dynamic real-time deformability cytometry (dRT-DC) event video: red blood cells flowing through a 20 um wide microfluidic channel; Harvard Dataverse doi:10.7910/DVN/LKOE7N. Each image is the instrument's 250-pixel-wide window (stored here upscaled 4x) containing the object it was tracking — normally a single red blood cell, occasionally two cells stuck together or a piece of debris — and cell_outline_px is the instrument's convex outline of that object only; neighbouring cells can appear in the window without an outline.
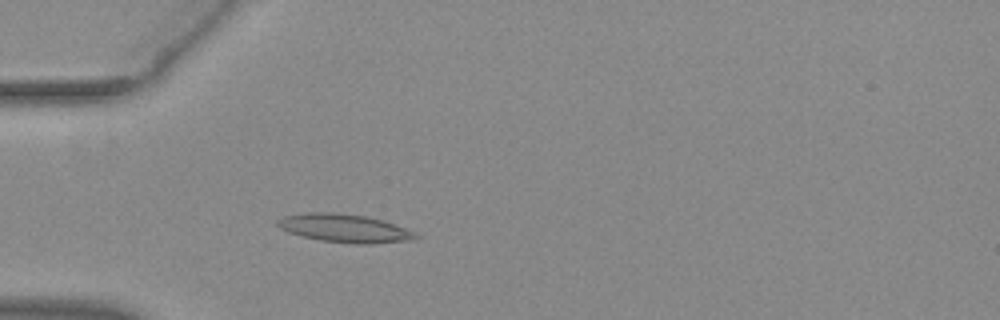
{"species": "common noctule bat (a hibernating species)", "species_latin": "Nyctalus noctula", "temperature_condition": "warm", "stored_images_in_passage": 52, "camera_frame_rate_fps": 3000, "um_per_image_px": 0.085, "animal": {"sex": "female", "body_mass_g": 29.2, "forearm_length_mm": 56.3}, "frame": {"image": 1, "passage_image": 16, "time_ms": 5.0, "image_size_px": [1000, 320], "cell_outline_px": [[420, 236], [416, 240], [372, 244], [360, 244], [320, 240], [300, 236], [288, 232], [280, 228], [276, 224], [276, 220], [284, 216], [308, 212], [336, 212], [364, 216], [380, 220], [416, 232]], "centroid_in_image_um": [29.28, 19.41], "position_along_channel_um": 55.7, "area_um2": 22.77}}
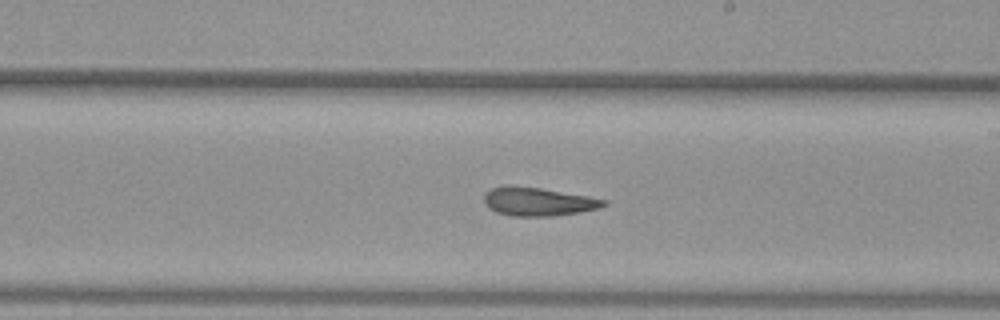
{"frame": {"image": 2, "passage_image": 31, "time_ms": 10.0, "image_size_px": [1000, 320], "cell_outline_px": [[608, 204], [600, 208], [580, 212], [552, 216], [512, 216], [496, 212], [488, 208], [484, 204], [484, 196], [492, 188], [504, 184], [512, 184], [540, 188], [588, 196], [608, 200]], "centroid_in_image_um": [45.73, 17.13], "position_along_channel_um": 243.3, "area_um2": 20.11}}
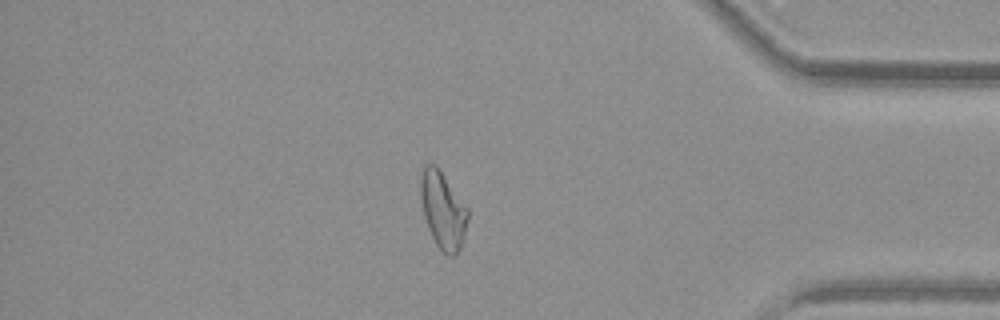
{"frame": {"image": 3, "passage_image": 45, "time_ms": 14.667, "image_size_px": [1000, 320], "cell_outline_px": [[468, 220], [464, 236], [460, 248], [452, 256], [448, 256], [436, 244], [428, 228], [424, 216], [420, 196], [420, 172], [424, 164], [436, 164], [468, 208]], "centroid_in_image_um": [37.63, 17.82], "position_along_channel_um": 397.6, "area_um2": 21.15}, "authors_computed_cell_mechanics": {"area_um2": 21.2126, "velocity_mm_per_s": 3.9371, "shape_relaxation_time_tau1_ms": null, "shape_relaxation_time_tau2_ms": 3.8488, "deformation_change_tau1": null, "deformation_change_tau2": 0.1413}}